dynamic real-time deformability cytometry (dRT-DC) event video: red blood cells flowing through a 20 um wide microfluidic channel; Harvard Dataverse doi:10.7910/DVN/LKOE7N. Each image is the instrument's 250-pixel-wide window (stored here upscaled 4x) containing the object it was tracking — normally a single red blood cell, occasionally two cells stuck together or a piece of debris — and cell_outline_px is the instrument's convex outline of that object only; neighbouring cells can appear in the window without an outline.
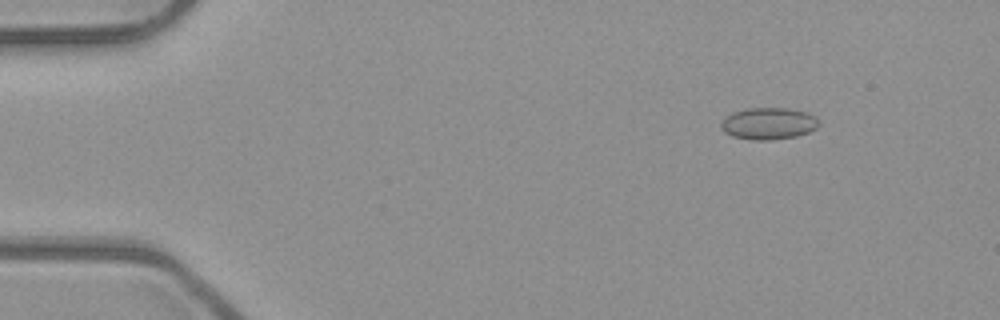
{"species": "common noctule bat (a hibernating species)", "species_latin": "Nyctalus noctula", "temperature_condition": "room temperature", "stored_images_in_passage": 14, "camera_frame_rate_fps": 3000, "um_per_image_px": 0.085, "animal": {"sex": "male", "body_mass_g": 23.1, "forearm_length_mm": 52.7}, "frame": {"image": 1, "passage_image": 7, "time_ms": 2.0, "image_size_px": [1000, 320], "cell_outline_px": [[820, 124], [816, 128], [808, 132], [796, 136], [772, 140], [752, 140], [732, 136], [724, 132], [720, 128], [720, 124], [732, 112], [748, 108], [788, 108], [808, 112], [816, 116]], "centroid_in_image_um": [65.34, 10.5], "position_along_channel_um": 19.7, "area_um2": 18.26}}